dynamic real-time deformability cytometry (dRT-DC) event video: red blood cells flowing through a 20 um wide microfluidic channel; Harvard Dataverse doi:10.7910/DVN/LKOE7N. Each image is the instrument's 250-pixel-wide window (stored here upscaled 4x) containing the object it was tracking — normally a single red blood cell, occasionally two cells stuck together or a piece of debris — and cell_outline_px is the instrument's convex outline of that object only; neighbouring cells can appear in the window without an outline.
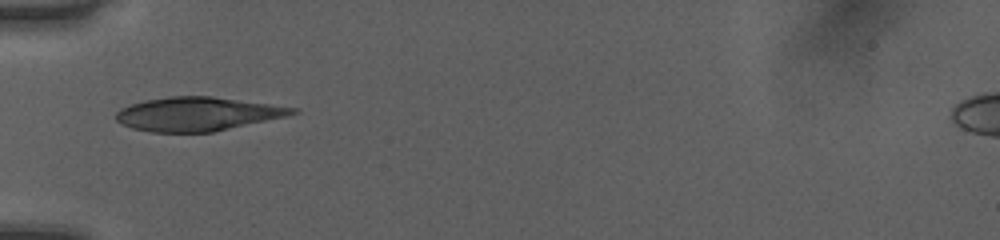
{"species": "human", "species_latin": "Homo sapiens", "temperature_condition": "room temperature", "stored_images_in_passage": 34, "camera_frame_rate_fps": 3000, "um_per_image_px": 0.085, "donor": {"sex": "female"}, "frame": {"image": 1, "passage_image": 1, "time_ms": 0.0, "image_size_px": [1000, 240], "cell_outline_px": [[300, 112], [288, 116], [212, 132], [152, 132], [132, 128], [120, 124], [116, 120], [116, 112], [120, 108], [144, 100], [168, 96], [212, 96], [300, 108]], "centroid_in_image_um": [16.8, 9.68], "position_along_channel_um": 68.2, "area_um2": 34.85}}
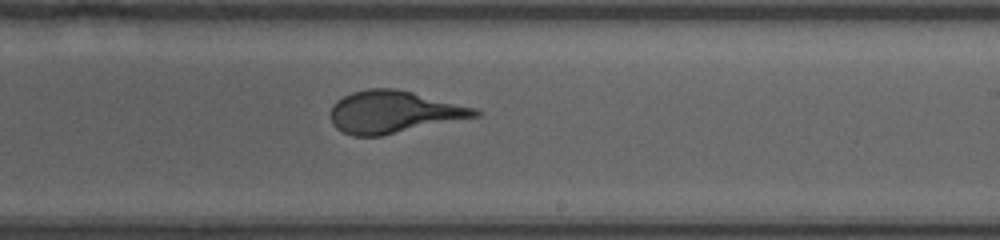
{"frame": {"image": 2, "passage_image": 15, "time_ms": 4.667, "image_size_px": [1000, 240], "cell_outline_px": [[484, 112], [480, 116], [380, 136], [352, 136], [336, 128], [332, 124], [332, 104], [336, 100], [352, 92], [368, 88], [396, 88], [476, 108]], "centroid_in_image_um": [33.48, 9.52], "position_along_channel_um": 255.5, "area_um2": 35.49}}
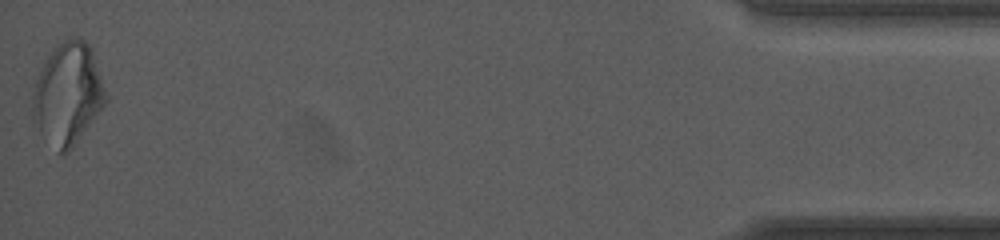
{"frame": {"image": 3, "passage_image": 34, "time_ms": 11.0, "image_size_px": [1000, 240], "cell_outline_px": [[108, 100], [72, 148], [64, 156], [40, 132], [32, 120], [32, 96], [36, 80], [48, 56], [56, 44], [60, 40], [72, 36], [76, 36], [84, 40], [88, 44], [92, 52], [108, 96]], "centroid_in_image_um": [5.76, 7.96], "position_along_channel_um": 429.4, "area_um2": 43.06}}